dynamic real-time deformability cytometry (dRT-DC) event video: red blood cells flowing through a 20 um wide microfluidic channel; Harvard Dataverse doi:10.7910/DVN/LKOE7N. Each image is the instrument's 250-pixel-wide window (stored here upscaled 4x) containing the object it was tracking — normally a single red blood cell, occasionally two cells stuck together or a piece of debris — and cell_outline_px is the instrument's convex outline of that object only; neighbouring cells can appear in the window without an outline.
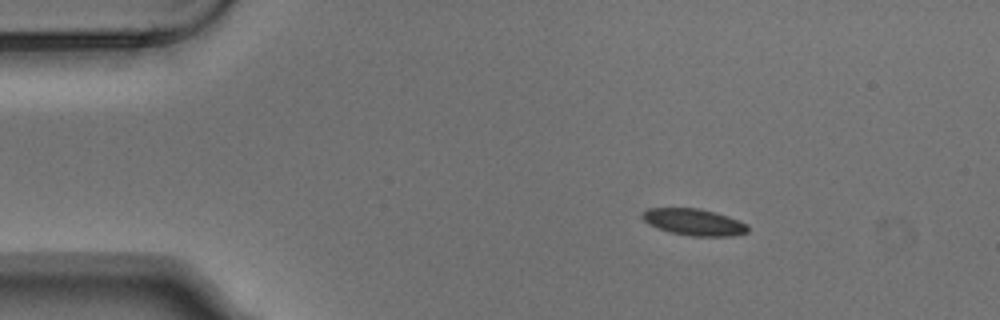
{"species": "Egyptian fruit bat (a non-hibernating species)", "species_latin": "Rousettus aegyptiacus", "temperature_condition": "warm", "stored_images_in_passage": 6, "camera_frame_rate_fps": 3000, "um_per_image_px": 0.085, "animal": {"sex": "male"}, "frame": {"image": 1, "passage_image": 3, "time_ms": 0.667, "image_size_px": [1000, 320], "cell_outline_px": [[748, 232], [732, 236], [692, 236], [672, 232], [648, 224], [640, 216], [648, 208], [700, 208], [716, 212], [728, 216], [748, 224]], "centroid_in_image_um": [59.01, 18.87], "position_along_channel_um": 26.0, "area_um2": 16.3}}
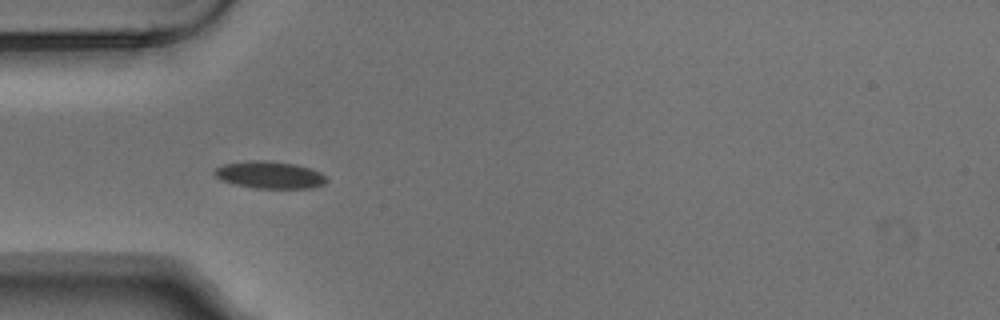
{"frame": {"image": 2, "passage_image": 5, "time_ms": 1.333, "image_size_px": [1000, 320], "cell_outline_px": [[328, 180], [324, 184], [312, 188], [256, 188], [236, 184], [224, 180], [216, 176], [212, 172], [216, 168], [224, 164], [252, 160], [264, 160], [296, 164], [320, 172], [328, 176]], "centroid_in_image_um": [22.97, 14.86], "position_along_channel_um": 62.0, "area_um2": 17.63}}
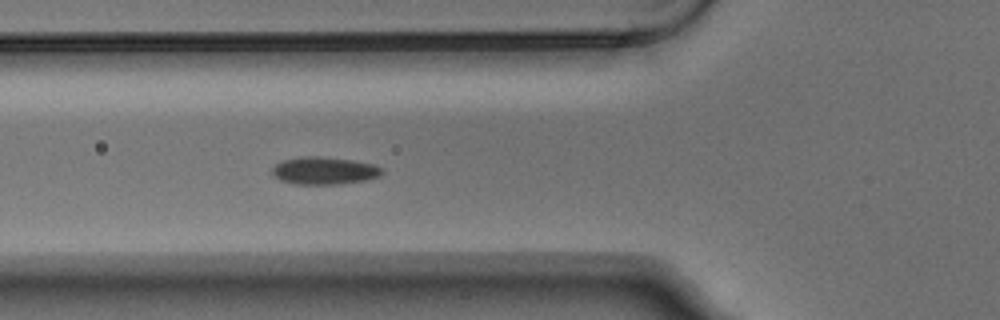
{"frame": {"image": 3, "passage_image": 6, "time_ms": 1.667, "image_size_px": [1000, 320], "cell_outline_px": [[384, 172], [380, 176], [364, 180], [340, 184], [296, 184], [280, 180], [272, 172], [272, 168], [280, 160], [300, 156], [320, 156], [352, 160], [372, 164], [384, 168]], "centroid_in_image_um": [27.56, 14.49], "position_along_channel_um": 98.2, "area_um2": 17.69}}